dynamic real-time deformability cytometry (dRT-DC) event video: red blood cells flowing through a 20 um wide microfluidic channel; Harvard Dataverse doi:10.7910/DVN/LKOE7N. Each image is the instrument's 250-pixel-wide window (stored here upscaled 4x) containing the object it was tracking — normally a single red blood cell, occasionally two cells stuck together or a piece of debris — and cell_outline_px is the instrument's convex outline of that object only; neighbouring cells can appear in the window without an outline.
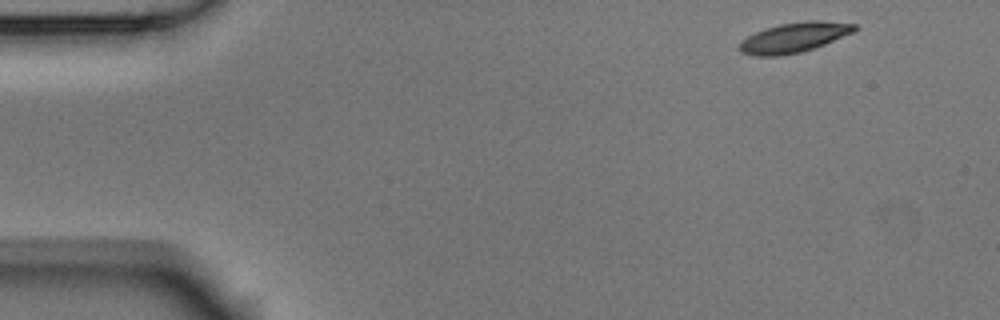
{"species": "Egyptian fruit bat (a non-hibernating species)", "species_latin": "Rousettus aegyptiacus", "temperature_condition": "room temperature", "stored_images_in_passage": 4, "camera_frame_rate_fps": 3000, "um_per_image_px": 0.085, "animal": {"sex": "male"}, "frame": {"image": 1, "passage_image": 1, "time_ms": 0.0, "image_size_px": [1000, 320], "cell_outline_px": [[856, 28], [852, 32], [824, 44], [800, 52], [780, 56], [752, 56], [740, 52], [736, 48], [748, 36], [756, 32], [780, 24], [808, 20], [820, 20], [856, 24]], "centroid_in_image_um": [67.45, 3.19], "position_along_channel_um": 17.5, "area_um2": 19.77}}
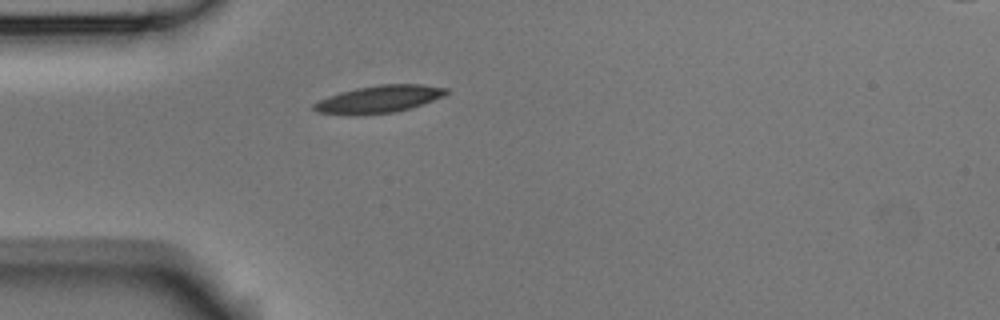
{"frame": {"image": 2, "passage_image": 4, "time_ms": 1.0, "image_size_px": [1000, 320], "cell_outline_px": [[448, 92], [444, 96], [396, 112], [316, 112], [312, 108], [312, 104], [328, 96], [340, 92], [356, 88], [380, 84], [424, 84], [448, 88]], "centroid_in_image_um": [32.28, 8.36], "position_along_channel_um": 52.7, "area_um2": 20.06}}